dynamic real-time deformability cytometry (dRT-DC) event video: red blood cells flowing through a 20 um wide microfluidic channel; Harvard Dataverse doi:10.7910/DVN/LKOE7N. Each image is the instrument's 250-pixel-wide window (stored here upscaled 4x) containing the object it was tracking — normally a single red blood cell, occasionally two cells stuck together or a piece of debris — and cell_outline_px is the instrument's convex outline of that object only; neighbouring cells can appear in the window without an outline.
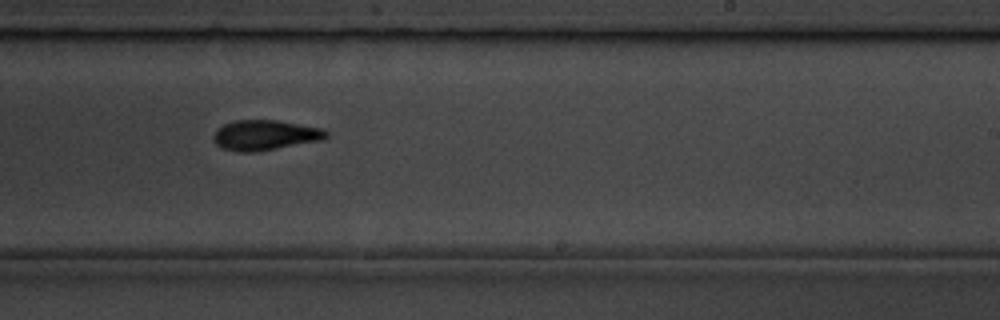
{"species": "common noctule bat (a hibernating species)", "species_latin": "Nyctalus noctula", "temperature_condition": "room temperature", "stored_images_in_passage": 41, "camera_frame_rate_fps": 3000, "um_per_image_px": 0.085, "animal": {"sex": "male", "body_mass_g": 19.5, "forearm_length_mm": 54.6}, "frame": {"image": 1, "passage_image": 24, "time_ms": 7.667, "image_size_px": [1000, 320], "cell_outline_px": [[328, 136], [320, 140], [276, 148], [252, 152], [240, 152], [224, 148], [216, 144], [212, 136], [216, 128], [232, 120], [276, 120], [324, 128], [328, 132]], "centroid_in_image_um": [22.5, 11.46], "position_along_channel_um": 266.5, "area_um2": 19.71}}